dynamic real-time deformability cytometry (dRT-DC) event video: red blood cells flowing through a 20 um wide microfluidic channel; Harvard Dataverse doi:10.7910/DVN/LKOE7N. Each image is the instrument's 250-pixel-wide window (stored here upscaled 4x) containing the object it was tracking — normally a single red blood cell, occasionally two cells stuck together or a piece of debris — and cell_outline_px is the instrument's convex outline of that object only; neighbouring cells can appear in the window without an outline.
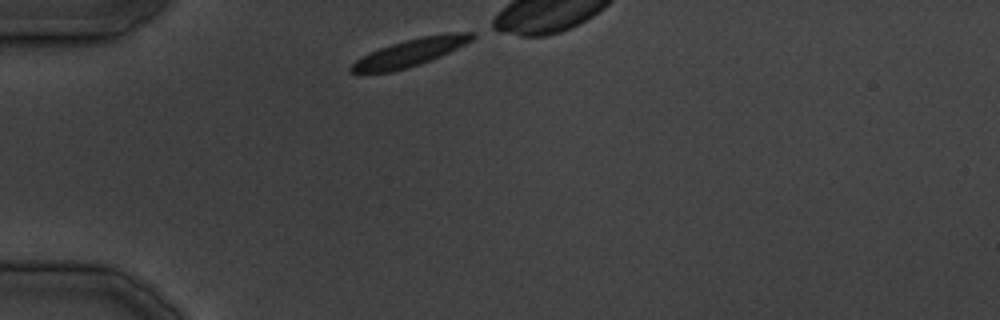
{"species": "common noctule bat (a hibernating species)", "species_latin": "Nyctalus noctula", "temperature_condition": "cold", "stored_images_in_passage": 21, "camera_frame_rate_fps": 3000, "um_per_image_px": 0.085, "animal": {"sex": "male", "body_mass_g": 19.5, "forearm_length_mm": 54.6}, "frame": {"image": 1, "passage_image": 1, "time_ms": 0.0, "image_size_px": [1000, 320], "cell_outline_px": [[476, 36], [472, 40], [440, 56], [408, 68], [392, 72], [348, 72], [348, 68], [356, 60], [380, 48], [404, 40], [420, 36], [448, 32], [476, 32]], "centroid_in_image_um": [34.9, 4.45], "position_along_channel_um": 50.1, "area_um2": 19.07}}